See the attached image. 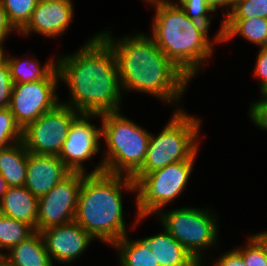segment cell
I'll return each mask as SVG.
<instances>
[{
  "label": "cell",
  "instance_id": "cell-1",
  "mask_svg": "<svg viewBox=\"0 0 267 266\" xmlns=\"http://www.w3.org/2000/svg\"><path fill=\"white\" fill-rule=\"evenodd\" d=\"M56 60L59 81L66 83L71 94L69 101L60 103L86 114L121 111L123 95L116 57L99 34L76 53Z\"/></svg>",
  "mask_w": 267,
  "mask_h": 266
},
{
  "label": "cell",
  "instance_id": "cell-2",
  "mask_svg": "<svg viewBox=\"0 0 267 266\" xmlns=\"http://www.w3.org/2000/svg\"><path fill=\"white\" fill-rule=\"evenodd\" d=\"M110 33L98 34L115 54L122 92L148 93L178 106L191 80L168 59L151 36L136 32L116 40Z\"/></svg>",
  "mask_w": 267,
  "mask_h": 266
},
{
  "label": "cell",
  "instance_id": "cell-3",
  "mask_svg": "<svg viewBox=\"0 0 267 266\" xmlns=\"http://www.w3.org/2000/svg\"><path fill=\"white\" fill-rule=\"evenodd\" d=\"M155 6L151 38L168 59L190 80L213 55L209 28L190 19L171 0H148Z\"/></svg>",
  "mask_w": 267,
  "mask_h": 266
},
{
  "label": "cell",
  "instance_id": "cell-4",
  "mask_svg": "<svg viewBox=\"0 0 267 266\" xmlns=\"http://www.w3.org/2000/svg\"><path fill=\"white\" fill-rule=\"evenodd\" d=\"M135 191L130 176L86 174L79 194L75 222L94 239L112 245L127 234L122 191Z\"/></svg>",
  "mask_w": 267,
  "mask_h": 266
},
{
  "label": "cell",
  "instance_id": "cell-5",
  "mask_svg": "<svg viewBox=\"0 0 267 266\" xmlns=\"http://www.w3.org/2000/svg\"><path fill=\"white\" fill-rule=\"evenodd\" d=\"M99 118L106 153L102 162L88 174L105 172L132 177L143 166L150 132L124 117L120 111L99 114Z\"/></svg>",
  "mask_w": 267,
  "mask_h": 266
},
{
  "label": "cell",
  "instance_id": "cell-6",
  "mask_svg": "<svg viewBox=\"0 0 267 266\" xmlns=\"http://www.w3.org/2000/svg\"><path fill=\"white\" fill-rule=\"evenodd\" d=\"M201 120L176 108L158 135H150L143 166L135 174H148L167 165L188 160L199 150ZM198 142V143H197Z\"/></svg>",
  "mask_w": 267,
  "mask_h": 266
},
{
  "label": "cell",
  "instance_id": "cell-7",
  "mask_svg": "<svg viewBox=\"0 0 267 266\" xmlns=\"http://www.w3.org/2000/svg\"><path fill=\"white\" fill-rule=\"evenodd\" d=\"M198 150L188 159L165 166L148 174H134L137 197V223L149 215L162 211L186 188ZM174 199V200H173Z\"/></svg>",
  "mask_w": 267,
  "mask_h": 266
},
{
  "label": "cell",
  "instance_id": "cell-8",
  "mask_svg": "<svg viewBox=\"0 0 267 266\" xmlns=\"http://www.w3.org/2000/svg\"><path fill=\"white\" fill-rule=\"evenodd\" d=\"M163 229L170 233L200 264L204 250L217 246L218 221L207 209L182 207L157 213Z\"/></svg>",
  "mask_w": 267,
  "mask_h": 266
},
{
  "label": "cell",
  "instance_id": "cell-9",
  "mask_svg": "<svg viewBox=\"0 0 267 266\" xmlns=\"http://www.w3.org/2000/svg\"><path fill=\"white\" fill-rule=\"evenodd\" d=\"M80 113L63 103L42 114L22 130V142L28 152L59 156L68 130Z\"/></svg>",
  "mask_w": 267,
  "mask_h": 266
},
{
  "label": "cell",
  "instance_id": "cell-10",
  "mask_svg": "<svg viewBox=\"0 0 267 266\" xmlns=\"http://www.w3.org/2000/svg\"><path fill=\"white\" fill-rule=\"evenodd\" d=\"M59 82L56 68L46 79L13 85L9 108L22 130L60 103L56 94Z\"/></svg>",
  "mask_w": 267,
  "mask_h": 266
},
{
  "label": "cell",
  "instance_id": "cell-11",
  "mask_svg": "<svg viewBox=\"0 0 267 266\" xmlns=\"http://www.w3.org/2000/svg\"><path fill=\"white\" fill-rule=\"evenodd\" d=\"M85 175L81 172H70L38 199V232L75 220L78 194Z\"/></svg>",
  "mask_w": 267,
  "mask_h": 266
},
{
  "label": "cell",
  "instance_id": "cell-12",
  "mask_svg": "<svg viewBox=\"0 0 267 266\" xmlns=\"http://www.w3.org/2000/svg\"><path fill=\"white\" fill-rule=\"evenodd\" d=\"M99 114L80 113L69 127L59 158L71 172L85 173L83 162L93 158L100 150L101 127L89 121Z\"/></svg>",
  "mask_w": 267,
  "mask_h": 266
},
{
  "label": "cell",
  "instance_id": "cell-13",
  "mask_svg": "<svg viewBox=\"0 0 267 266\" xmlns=\"http://www.w3.org/2000/svg\"><path fill=\"white\" fill-rule=\"evenodd\" d=\"M51 260L72 263L95 240L75 221L40 231Z\"/></svg>",
  "mask_w": 267,
  "mask_h": 266
},
{
  "label": "cell",
  "instance_id": "cell-14",
  "mask_svg": "<svg viewBox=\"0 0 267 266\" xmlns=\"http://www.w3.org/2000/svg\"><path fill=\"white\" fill-rule=\"evenodd\" d=\"M72 0H39L27 24L19 34L28 36L31 32L55 38L67 31L73 20Z\"/></svg>",
  "mask_w": 267,
  "mask_h": 266
},
{
  "label": "cell",
  "instance_id": "cell-15",
  "mask_svg": "<svg viewBox=\"0 0 267 266\" xmlns=\"http://www.w3.org/2000/svg\"><path fill=\"white\" fill-rule=\"evenodd\" d=\"M70 172L58 156L38 155L29 152L24 186L39 199Z\"/></svg>",
  "mask_w": 267,
  "mask_h": 266
},
{
  "label": "cell",
  "instance_id": "cell-16",
  "mask_svg": "<svg viewBox=\"0 0 267 266\" xmlns=\"http://www.w3.org/2000/svg\"><path fill=\"white\" fill-rule=\"evenodd\" d=\"M0 213L23 221L37 231L38 198L25 186L7 188L0 202Z\"/></svg>",
  "mask_w": 267,
  "mask_h": 266
},
{
  "label": "cell",
  "instance_id": "cell-17",
  "mask_svg": "<svg viewBox=\"0 0 267 266\" xmlns=\"http://www.w3.org/2000/svg\"><path fill=\"white\" fill-rule=\"evenodd\" d=\"M160 266H202L165 229L153 236L143 238Z\"/></svg>",
  "mask_w": 267,
  "mask_h": 266
},
{
  "label": "cell",
  "instance_id": "cell-18",
  "mask_svg": "<svg viewBox=\"0 0 267 266\" xmlns=\"http://www.w3.org/2000/svg\"><path fill=\"white\" fill-rule=\"evenodd\" d=\"M216 34L214 43H227L239 35L260 48L267 47V18L222 19Z\"/></svg>",
  "mask_w": 267,
  "mask_h": 266
},
{
  "label": "cell",
  "instance_id": "cell-19",
  "mask_svg": "<svg viewBox=\"0 0 267 266\" xmlns=\"http://www.w3.org/2000/svg\"><path fill=\"white\" fill-rule=\"evenodd\" d=\"M2 256L8 266H53L40 232L35 231L26 240L11 247Z\"/></svg>",
  "mask_w": 267,
  "mask_h": 266
},
{
  "label": "cell",
  "instance_id": "cell-20",
  "mask_svg": "<svg viewBox=\"0 0 267 266\" xmlns=\"http://www.w3.org/2000/svg\"><path fill=\"white\" fill-rule=\"evenodd\" d=\"M28 153L22 141L0 149V175L8 187L25 185Z\"/></svg>",
  "mask_w": 267,
  "mask_h": 266
},
{
  "label": "cell",
  "instance_id": "cell-21",
  "mask_svg": "<svg viewBox=\"0 0 267 266\" xmlns=\"http://www.w3.org/2000/svg\"><path fill=\"white\" fill-rule=\"evenodd\" d=\"M54 60L49 59L45 65L41 66L37 58L24 60L11 55V57L8 56L7 64L13 83L20 84L46 79L57 68V61Z\"/></svg>",
  "mask_w": 267,
  "mask_h": 266
},
{
  "label": "cell",
  "instance_id": "cell-22",
  "mask_svg": "<svg viewBox=\"0 0 267 266\" xmlns=\"http://www.w3.org/2000/svg\"><path fill=\"white\" fill-rule=\"evenodd\" d=\"M111 246L118 250L121 266H160L143 238L129 240L126 234Z\"/></svg>",
  "mask_w": 267,
  "mask_h": 266
},
{
  "label": "cell",
  "instance_id": "cell-23",
  "mask_svg": "<svg viewBox=\"0 0 267 266\" xmlns=\"http://www.w3.org/2000/svg\"><path fill=\"white\" fill-rule=\"evenodd\" d=\"M35 230L27 223L0 213V254L26 240ZM2 250V252H1Z\"/></svg>",
  "mask_w": 267,
  "mask_h": 266
},
{
  "label": "cell",
  "instance_id": "cell-24",
  "mask_svg": "<svg viewBox=\"0 0 267 266\" xmlns=\"http://www.w3.org/2000/svg\"><path fill=\"white\" fill-rule=\"evenodd\" d=\"M39 0H0L7 19L16 32H19L29 21Z\"/></svg>",
  "mask_w": 267,
  "mask_h": 266
},
{
  "label": "cell",
  "instance_id": "cell-25",
  "mask_svg": "<svg viewBox=\"0 0 267 266\" xmlns=\"http://www.w3.org/2000/svg\"><path fill=\"white\" fill-rule=\"evenodd\" d=\"M230 9L227 13H221L223 19L267 18V0H242Z\"/></svg>",
  "mask_w": 267,
  "mask_h": 266
},
{
  "label": "cell",
  "instance_id": "cell-26",
  "mask_svg": "<svg viewBox=\"0 0 267 266\" xmlns=\"http://www.w3.org/2000/svg\"><path fill=\"white\" fill-rule=\"evenodd\" d=\"M22 141V129L9 107L0 108V149Z\"/></svg>",
  "mask_w": 267,
  "mask_h": 266
},
{
  "label": "cell",
  "instance_id": "cell-27",
  "mask_svg": "<svg viewBox=\"0 0 267 266\" xmlns=\"http://www.w3.org/2000/svg\"><path fill=\"white\" fill-rule=\"evenodd\" d=\"M244 248H235L242 256L245 266H267V256L260 245L249 236Z\"/></svg>",
  "mask_w": 267,
  "mask_h": 266
},
{
  "label": "cell",
  "instance_id": "cell-28",
  "mask_svg": "<svg viewBox=\"0 0 267 266\" xmlns=\"http://www.w3.org/2000/svg\"><path fill=\"white\" fill-rule=\"evenodd\" d=\"M179 6L190 19L198 21L208 28L211 24V15L208 13L217 11L210 3H181Z\"/></svg>",
  "mask_w": 267,
  "mask_h": 266
},
{
  "label": "cell",
  "instance_id": "cell-29",
  "mask_svg": "<svg viewBox=\"0 0 267 266\" xmlns=\"http://www.w3.org/2000/svg\"><path fill=\"white\" fill-rule=\"evenodd\" d=\"M262 99L256 100L249 108L251 122L263 131H267V94H261Z\"/></svg>",
  "mask_w": 267,
  "mask_h": 266
},
{
  "label": "cell",
  "instance_id": "cell-30",
  "mask_svg": "<svg viewBox=\"0 0 267 266\" xmlns=\"http://www.w3.org/2000/svg\"><path fill=\"white\" fill-rule=\"evenodd\" d=\"M13 85L10 69L6 63L4 66L0 67V108L9 107Z\"/></svg>",
  "mask_w": 267,
  "mask_h": 266
},
{
  "label": "cell",
  "instance_id": "cell-31",
  "mask_svg": "<svg viewBox=\"0 0 267 266\" xmlns=\"http://www.w3.org/2000/svg\"><path fill=\"white\" fill-rule=\"evenodd\" d=\"M258 53L254 76L260 79V94H267V47H261Z\"/></svg>",
  "mask_w": 267,
  "mask_h": 266
},
{
  "label": "cell",
  "instance_id": "cell-32",
  "mask_svg": "<svg viewBox=\"0 0 267 266\" xmlns=\"http://www.w3.org/2000/svg\"><path fill=\"white\" fill-rule=\"evenodd\" d=\"M216 260L213 266H245L242 256L235 249L225 252Z\"/></svg>",
  "mask_w": 267,
  "mask_h": 266
},
{
  "label": "cell",
  "instance_id": "cell-33",
  "mask_svg": "<svg viewBox=\"0 0 267 266\" xmlns=\"http://www.w3.org/2000/svg\"><path fill=\"white\" fill-rule=\"evenodd\" d=\"M16 31L13 26L9 23L5 9L0 2V42H4L11 32Z\"/></svg>",
  "mask_w": 267,
  "mask_h": 266
},
{
  "label": "cell",
  "instance_id": "cell-34",
  "mask_svg": "<svg viewBox=\"0 0 267 266\" xmlns=\"http://www.w3.org/2000/svg\"><path fill=\"white\" fill-rule=\"evenodd\" d=\"M251 237L260 245L264 250L265 255L267 256V231L260 233H255Z\"/></svg>",
  "mask_w": 267,
  "mask_h": 266
},
{
  "label": "cell",
  "instance_id": "cell-35",
  "mask_svg": "<svg viewBox=\"0 0 267 266\" xmlns=\"http://www.w3.org/2000/svg\"><path fill=\"white\" fill-rule=\"evenodd\" d=\"M4 42H0V67L4 66L7 63V59L9 55L5 54L4 45L2 44Z\"/></svg>",
  "mask_w": 267,
  "mask_h": 266
},
{
  "label": "cell",
  "instance_id": "cell-36",
  "mask_svg": "<svg viewBox=\"0 0 267 266\" xmlns=\"http://www.w3.org/2000/svg\"><path fill=\"white\" fill-rule=\"evenodd\" d=\"M7 184L4 181V178L0 175V202L3 198V196L5 195L6 191H7Z\"/></svg>",
  "mask_w": 267,
  "mask_h": 266
},
{
  "label": "cell",
  "instance_id": "cell-37",
  "mask_svg": "<svg viewBox=\"0 0 267 266\" xmlns=\"http://www.w3.org/2000/svg\"><path fill=\"white\" fill-rule=\"evenodd\" d=\"M171 2L177 6H179L181 3H209L206 0H173Z\"/></svg>",
  "mask_w": 267,
  "mask_h": 266
},
{
  "label": "cell",
  "instance_id": "cell-38",
  "mask_svg": "<svg viewBox=\"0 0 267 266\" xmlns=\"http://www.w3.org/2000/svg\"><path fill=\"white\" fill-rule=\"evenodd\" d=\"M209 2L216 10L219 7L223 8V0H206Z\"/></svg>",
  "mask_w": 267,
  "mask_h": 266
},
{
  "label": "cell",
  "instance_id": "cell-39",
  "mask_svg": "<svg viewBox=\"0 0 267 266\" xmlns=\"http://www.w3.org/2000/svg\"><path fill=\"white\" fill-rule=\"evenodd\" d=\"M242 0H223V7H227L228 9L231 8L234 4L237 2H240Z\"/></svg>",
  "mask_w": 267,
  "mask_h": 266
},
{
  "label": "cell",
  "instance_id": "cell-40",
  "mask_svg": "<svg viewBox=\"0 0 267 266\" xmlns=\"http://www.w3.org/2000/svg\"><path fill=\"white\" fill-rule=\"evenodd\" d=\"M0 266H8L3 260L0 261Z\"/></svg>",
  "mask_w": 267,
  "mask_h": 266
}]
</instances>
